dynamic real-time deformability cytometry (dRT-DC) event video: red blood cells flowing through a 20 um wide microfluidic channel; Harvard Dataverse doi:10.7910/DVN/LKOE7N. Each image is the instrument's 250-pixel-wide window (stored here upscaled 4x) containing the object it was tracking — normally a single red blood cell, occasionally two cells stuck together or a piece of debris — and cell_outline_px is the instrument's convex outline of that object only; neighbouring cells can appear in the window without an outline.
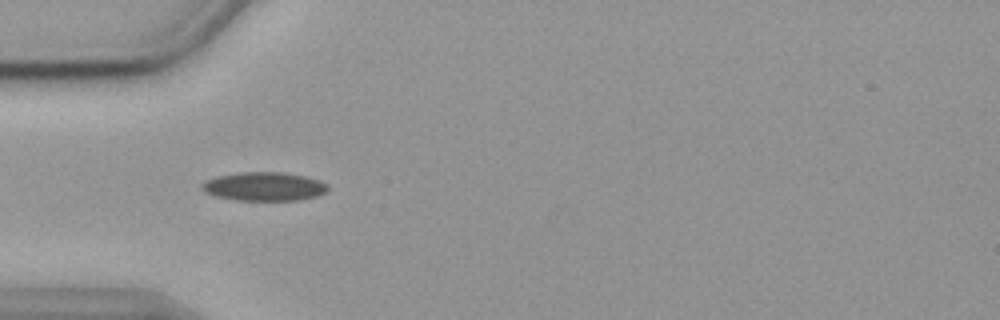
{"species": "common noctule bat (a hibernating species)", "species_latin": "Nyctalus noctula", "temperature_condition": "cold", "stored_images_in_passage": 28, "camera_frame_rate_fps": 3000, "um_per_image_px": 0.085, "animal": {"sex": "female", "body_mass_g": 19.9}, "frame": {"image": 1, "passage_image": 5, "time_ms": 1.333, "image_size_px": [1000, 320], "cell_outline_px": [[328, 188], [324, 192], [316, 196], [300, 200], [236, 200], [212, 196], [204, 192], [200, 188], [200, 184], [204, 180], [216, 176], [240, 172], [284, 172], [304, 176], [320, 180], [328, 184]], "centroid_in_image_um": [22.39, 15.85], "position_along_channel_um": 62.6, "area_um2": 21.33}}
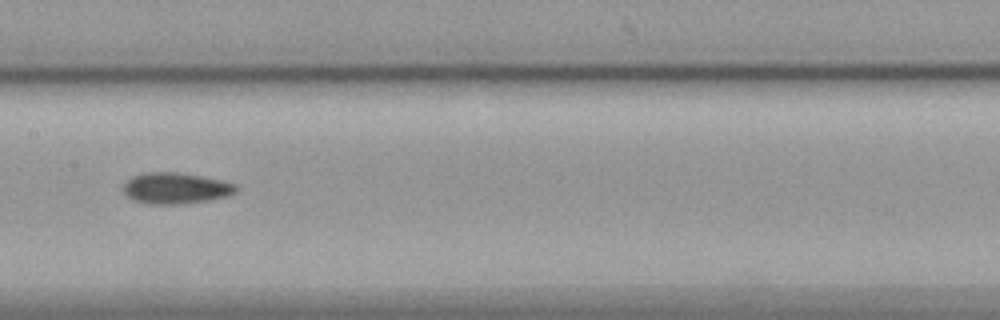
{"frame": {"image": 2, "passage_image": 16, "time_ms": 5.0, "image_size_px": [1000, 320], "cell_outline_px": [[240, 188], [236, 192], [228, 196], [208, 200], [176, 204], [148, 204], [132, 200], [124, 192], [124, 184], [132, 176], [144, 172], [176, 172], [200, 176], [220, 180], [236, 184]], "centroid_in_image_um": [14.94, 16.0], "position_along_channel_um": 192.5, "area_um2": 20.4}}